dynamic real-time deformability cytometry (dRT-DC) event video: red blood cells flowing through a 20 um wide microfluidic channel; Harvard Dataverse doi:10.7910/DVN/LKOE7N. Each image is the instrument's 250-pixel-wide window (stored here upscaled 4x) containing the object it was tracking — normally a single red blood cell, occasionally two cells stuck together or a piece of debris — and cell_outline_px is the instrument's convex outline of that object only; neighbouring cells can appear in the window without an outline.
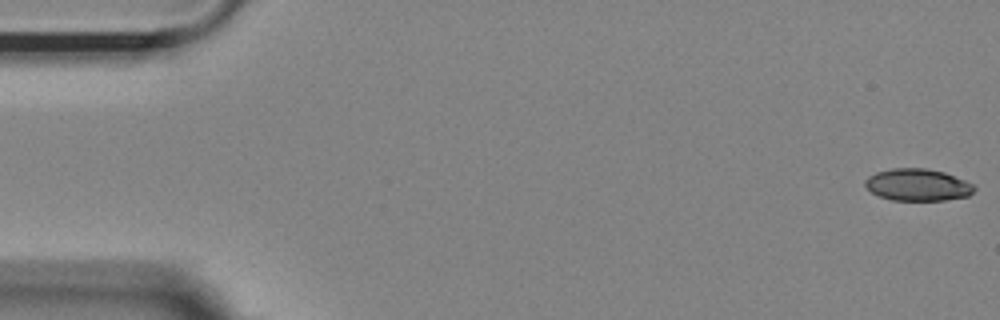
{"species": "Egyptian fruit bat (a non-hibernating species)", "species_latin": "Rousettus aegyptiacus", "temperature_condition": "room temperature", "stored_images_in_passage": 11, "camera_frame_rate_fps": 3000, "um_per_image_px": 0.085, "animal": {"sex": "female"}, "frame": {"image": 1, "passage_image": 1, "time_ms": 0.0, "image_size_px": [1000, 320], "cell_outline_px": [[976, 188], [968, 196], [944, 200], [892, 200], [880, 196], [872, 192], [864, 184], [864, 180], [868, 176], [876, 172], [892, 168], [928, 168], [944, 172], [964, 180], [972, 184]], "centroid_in_image_um": [77.98, 15.7], "position_along_channel_um": 7.0, "area_um2": 20.29}}